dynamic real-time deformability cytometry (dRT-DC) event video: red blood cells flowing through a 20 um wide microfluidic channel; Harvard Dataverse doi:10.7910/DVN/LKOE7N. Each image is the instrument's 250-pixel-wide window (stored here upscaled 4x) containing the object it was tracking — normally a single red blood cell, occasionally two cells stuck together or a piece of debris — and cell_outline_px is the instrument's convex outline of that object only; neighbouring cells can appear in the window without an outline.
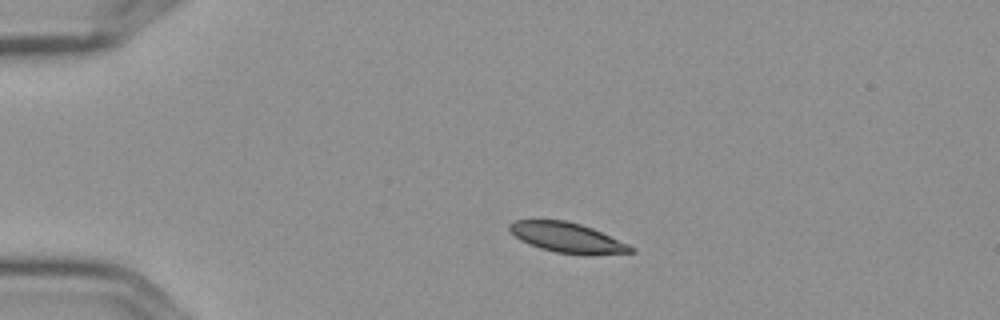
{"species": "Egyptian fruit bat (a non-hibernating species)", "species_latin": "Rousettus aegyptiacus", "temperature_condition": "cold", "stored_images_in_passage": 3, "camera_frame_rate_fps": 3000, "um_per_image_px": 0.085, "frame": {"image": 1, "passage_image": 2, "time_ms": 0.333, "image_size_px": [1000, 320], "cell_outline_px": [[636, 252], [588, 256], [556, 252], [540, 248], [528, 244], [520, 240], [508, 228], [508, 224], [516, 220], [564, 220], [580, 224], [592, 228], [628, 244], [636, 248]], "centroid_in_image_um": [48.25, 20.22], "position_along_channel_um": 36.7, "area_um2": 21.33}}